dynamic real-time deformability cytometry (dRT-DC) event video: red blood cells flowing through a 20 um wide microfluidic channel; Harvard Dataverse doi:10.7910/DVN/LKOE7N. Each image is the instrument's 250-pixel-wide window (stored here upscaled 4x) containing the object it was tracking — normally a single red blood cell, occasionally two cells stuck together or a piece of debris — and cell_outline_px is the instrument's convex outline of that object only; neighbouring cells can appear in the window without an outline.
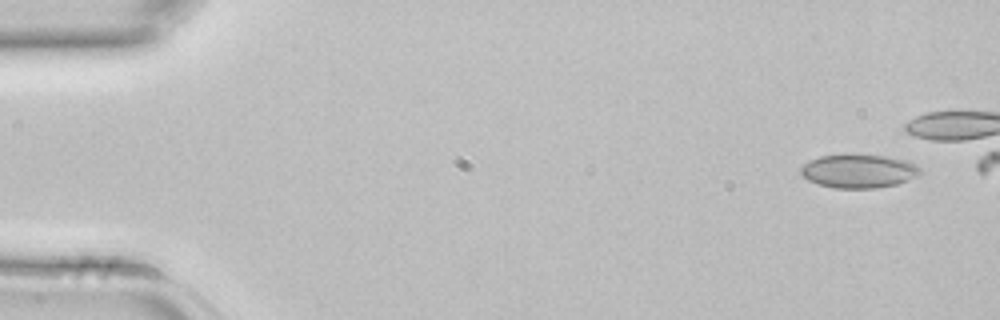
{"species": "common noctule bat (a hibernating species)", "species_latin": "Nyctalus noctula", "temperature_condition": "room temperature", "stored_images_in_passage": 4, "camera_frame_rate_fps": 3000, "um_per_image_px": 0.085, "animal": {"sex": "female", "body_mass_g": 22.7, "forearm_length_mm": 54.2}, "frame": {"image": 1, "passage_image": 1, "time_ms": 0.0, "image_size_px": [1000, 320], "cell_outline_px": [[920, 172], [916, 176], [908, 180], [896, 184], [876, 188], [832, 188], [808, 180], [800, 172], [800, 168], [804, 164], [820, 156], [884, 156], [904, 160], [916, 164], [920, 168]], "centroid_in_image_um": [72.99, 14.57], "position_along_channel_um": 12.0, "area_um2": 22.72}}